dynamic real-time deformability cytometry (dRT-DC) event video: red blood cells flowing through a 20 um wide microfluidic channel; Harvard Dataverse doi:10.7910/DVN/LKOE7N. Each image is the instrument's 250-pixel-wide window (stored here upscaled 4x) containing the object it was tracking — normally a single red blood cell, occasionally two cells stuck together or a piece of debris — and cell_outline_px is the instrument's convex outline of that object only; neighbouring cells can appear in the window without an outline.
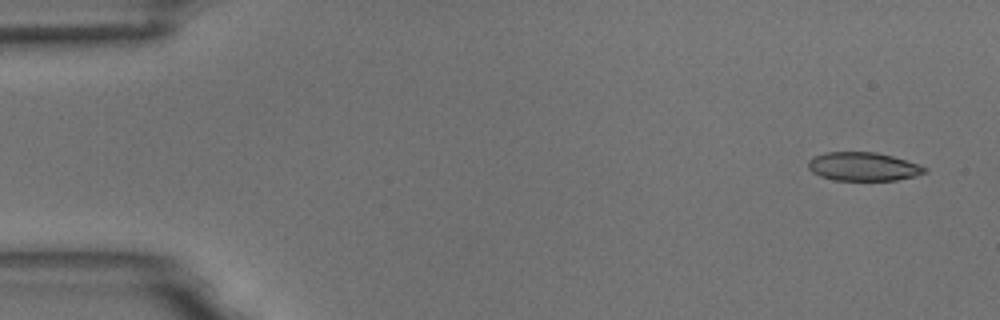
{"species": "common noctule bat (a hibernating species)", "species_latin": "Nyctalus noctula", "temperature_condition": "room temperature", "stored_images_in_passage": 6, "camera_frame_rate_fps": 3000, "um_per_image_px": 0.085, "animal": {"sex": "male", "body_mass_g": 18.8}, "frame": {"image": 1, "passage_image": 1, "time_ms": 0.0, "image_size_px": [1000, 320], "cell_outline_px": [[928, 172], [916, 176], [896, 180], [832, 180], [820, 176], [812, 172], [808, 168], [808, 160], [812, 156], [824, 152], [876, 152], [892, 156], [920, 164], [928, 168]], "centroid_in_image_um": [73.37, 14.15], "position_along_channel_um": 11.6, "area_um2": 19.65}}
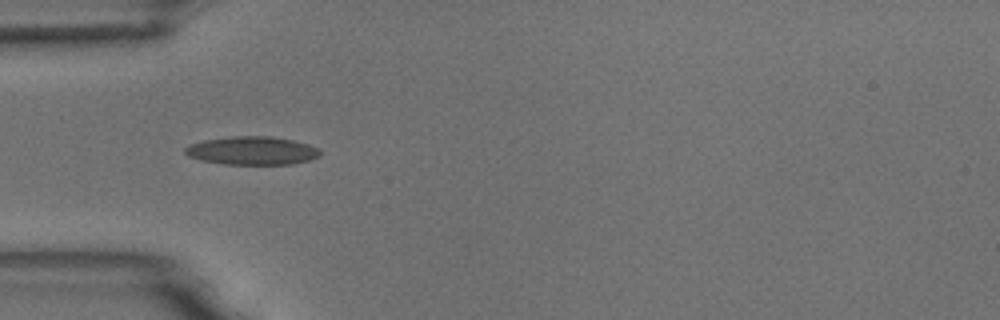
{"frame": {"image": 2, "passage_image": 5, "time_ms": 4.667, "image_size_px": [1000, 320], "cell_outline_px": [[320, 156], [308, 160], [292, 164], [224, 164], [204, 160], [188, 156], [184, 152], [184, 148], [192, 144], [204, 140], [228, 136], [272, 136], [292, 140], [308, 144], [316, 148], [320, 152]], "centroid_in_image_um": [21.42, 12.8], "position_along_channel_um": 63.6, "area_um2": 22.08}}